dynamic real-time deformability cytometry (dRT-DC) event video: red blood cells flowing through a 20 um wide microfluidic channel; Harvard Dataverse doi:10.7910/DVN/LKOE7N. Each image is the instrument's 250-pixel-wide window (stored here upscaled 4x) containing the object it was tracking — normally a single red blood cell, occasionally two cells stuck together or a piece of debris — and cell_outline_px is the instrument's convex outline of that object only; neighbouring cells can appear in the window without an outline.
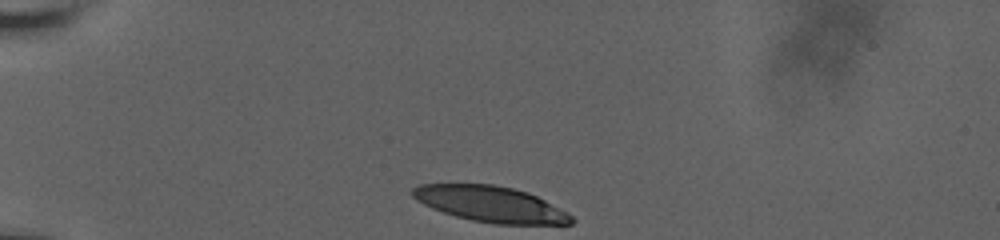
{"species": "human", "species_latin": "Homo sapiens", "temperature_condition": "room temperature", "stored_images_in_passage": 36, "camera_frame_rate_fps": 3000, "um_per_image_px": 0.085, "donor": {"sex": "male"}, "frame": {"image": 1, "passage_image": 1, "time_ms": 0.0, "image_size_px": [1000, 240], "cell_outline_px": [[576, 220], [572, 224], [496, 224], [472, 220], [456, 216], [432, 208], [416, 200], [412, 196], [412, 188], [420, 184], [492, 184], [512, 188], [528, 192], [568, 212]], "centroid_in_image_um": [41.72, 17.35], "position_along_channel_um": 43.3, "area_um2": 33.0}}
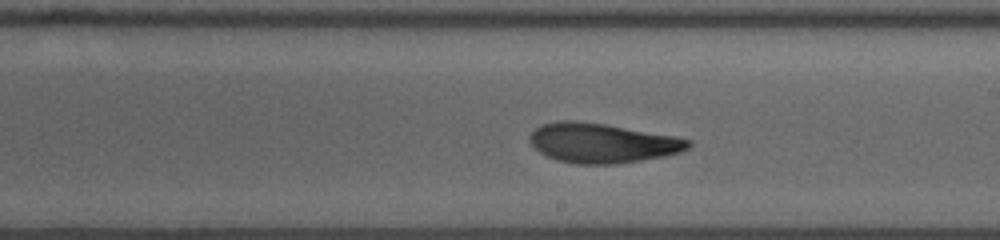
{"frame": {"image": 2, "passage_image": 21, "time_ms": 6.667, "image_size_px": [1000, 240], "cell_outline_px": [[692, 144], [688, 148], [680, 152], [664, 156], [616, 164], [576, 164], [556, 160], [540, 152], [528, 140], [528, 136], [540, 124], [564, 120], [572, 120], [604, 124], [676, 136], [692, 140]], "centroid_in_image_um": [51.18, 12.15], "position_along_channel_um": 237.8, "area_um2": 36.53}}
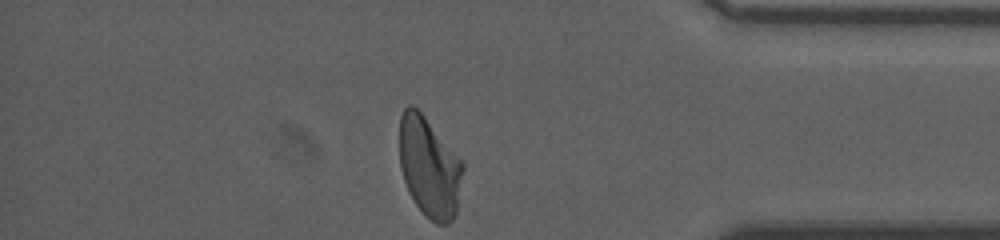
{"frame": {"image": 3, "passage_image": 36, "time_ms": 11.667, "image_size_px": [1000, 240], "cell_outline_px": [[464, 168], [456, 216], [448, 224], [436, 224], [416, 204], [408, 192], [400, 168], [400, 116], [404, 108], [408, 104], [412, 104], [424, 116], [464, 164]], "centroid_in_image_um": [36.49, 14.22], "position_along_channel_um": 398.7, "area_um2": 36.7}, "authors_computed_cell_mechanics": {"area_um2": 36.5585, "velocity_mm_per_s": 3.6454, "shape_relaxation_time_tau1_ms": 9.8422, "shape_relaxation_time_tau2_ms": 2.4455, "deformation_change_tau1": 0.2807, "deformation_change_tau2": 0.0949}}